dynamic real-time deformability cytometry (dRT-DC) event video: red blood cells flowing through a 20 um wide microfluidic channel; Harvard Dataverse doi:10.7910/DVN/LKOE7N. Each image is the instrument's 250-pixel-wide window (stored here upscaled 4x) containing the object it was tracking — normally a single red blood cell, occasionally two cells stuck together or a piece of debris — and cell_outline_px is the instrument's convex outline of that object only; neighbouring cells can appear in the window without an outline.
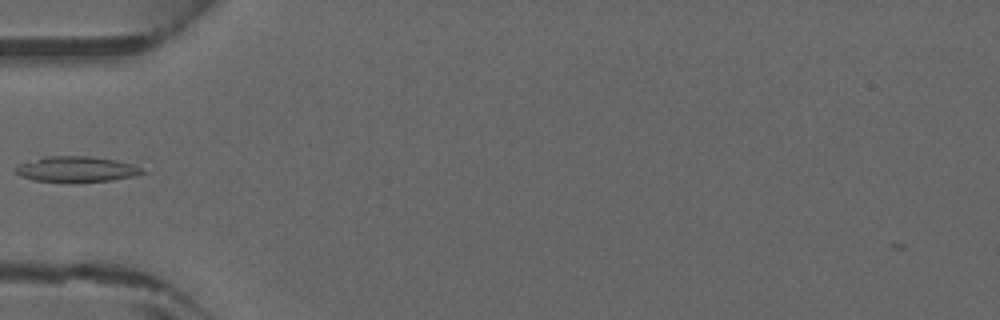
{"species": "common noctule bat (a hibernating species)", "species_latin": "Nyctalus noctula", "temperature_condition": "warm", "stored_images_in_passage": 31, "camera_frame_rate_fps": 3000, "um_per_image_px": 0.085, "animal": {"sex": "male", "forearm_length_mm": 52.5}, "frame": {"image": 1, "passage_image": 1, "time_ms": 0.0, "image_size_px": [1000, 320], "cell_outline_px": [[148, 172], [132, 176], [112, 180], [72, 184], [32, 180], [20, 176], [12, 168], [28, 160], [40, 156], [88, 156], [116, 160], [132, 164]], "centroid_in_image_um": [6.42, 14.4], "position_along_channel_um": 78.6, "area_um2": 19.54}}
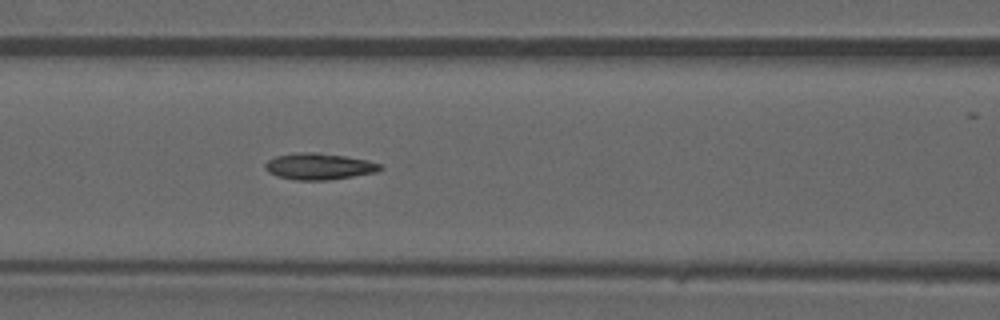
{"frame": {"image": 2, "passage_image": 5, "time_ms": 1.333, "image_size_px": [1000, 320], "cell_outline_px": [[384, 168], [376, 172], [328, 180], [296, 180], [276, 176], [268, 172], [264, 168], [264, 164], [268, 160], [276, 156], [296, 152], [320, 152], [368, 160], [380, 164]], "centroid_in_image_um": [27.09, 14.14], "position_along_channel_um": 139.5, "area_um2": 17.8}}
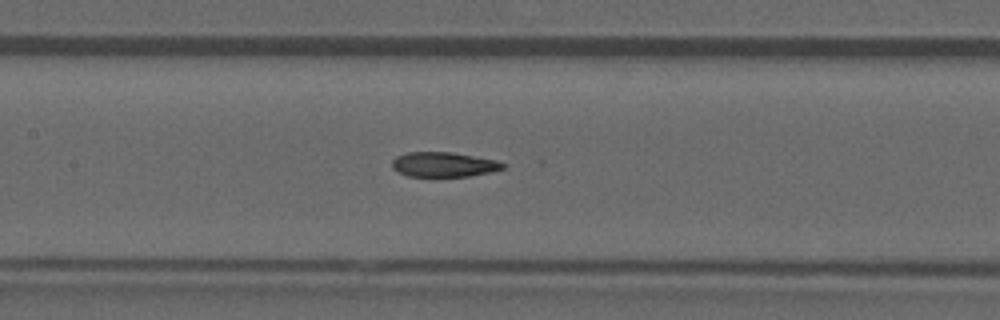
{"frame": {"image": 3, "passage_image": 7, "time_ms": 2.0, "image_size_px": [1000, 320], "cell_outline_px": [[508, 164], [504, 168], [488, 172], [468, 176], [408, 176], [392, 168], [392, 160], [396, 156], [408, 152], [452, 152], [496, 160]], "centroid_in_image_um": [37.71, 13.97], "position_along_channel_um": 169.7, "area_um2": 15.9}}